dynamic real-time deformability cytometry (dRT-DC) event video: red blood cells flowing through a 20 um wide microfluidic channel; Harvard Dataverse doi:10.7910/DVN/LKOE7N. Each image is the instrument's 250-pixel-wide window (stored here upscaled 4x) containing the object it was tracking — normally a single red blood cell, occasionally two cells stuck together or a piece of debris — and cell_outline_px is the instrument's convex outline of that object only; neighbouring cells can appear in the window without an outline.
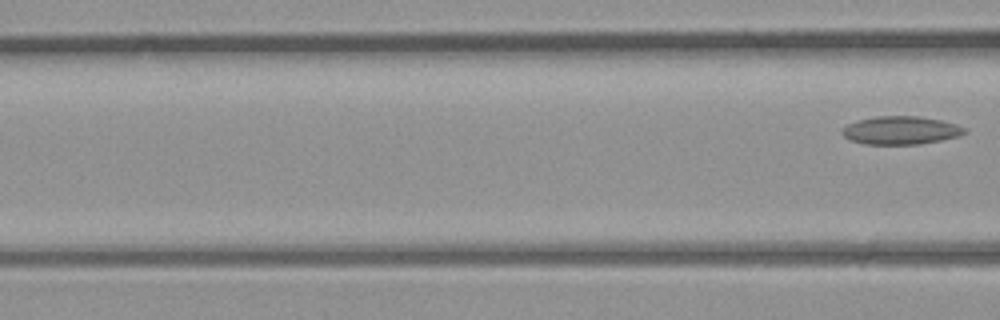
{"species": "common noctule bat (a hibernating species)", "species_latin": "Nyctalus noctula", "temperature_condition": "room temperature", "stored_images_in_passage": 4, "camera_frame_rate_fps": 3000, "um_per_image_px": 0.085, "animal": {"sex": "male", "body_mass_g": 23.1, "forearm_length_mm": 52.7}, "frame": {"image": 1, "passage_image": 4, "time_ms": 3.333, "image_size_px": [1000, 320], "cell_outline_px": [[968, 132], [960, 136], [920, 144], [864, 144], [848, 140], [840, 132], [840, 128], [856, 120], [876, 116], [920, 116], [940, 120], [956, 124], [964, 128]], "centroid_in_image_um": [76.52, 11.08], "position_along_channel_um": 90.1, "area_um2": 20.29}}